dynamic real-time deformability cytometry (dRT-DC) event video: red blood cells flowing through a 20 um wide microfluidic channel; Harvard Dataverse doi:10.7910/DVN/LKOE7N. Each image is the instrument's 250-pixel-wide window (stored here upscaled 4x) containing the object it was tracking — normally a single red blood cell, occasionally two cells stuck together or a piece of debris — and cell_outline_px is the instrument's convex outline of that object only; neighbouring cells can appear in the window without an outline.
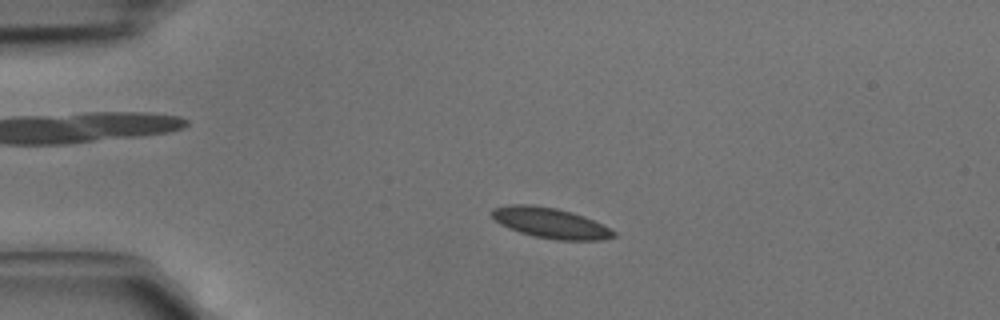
{"species": "common noctule bat (a hibernating species)", "species_latin": "Nyctalus noctula", "temperature_condition": "cold", "stored_images_in_passage": 3, "camera_frame_rate_fps": 3000, "um_per_image_px": 0.085, "animal": {"sex": "male", "body_mass_g": 15.6}, "frame": {"image": 1, "passage_image": 2, "time_ms": 0.333, "image_size_px": [1000, 320], "cell_outline_px": [[616, 236], [604, 240], [556, 240], [536, 236], [520, 232], [508, 228], [500, 224], [492, 216], [492, 208], [508, 204], [528, 204], [556, 208], [572, 212], [584, 216], [616, 232]], "centroid_in_image_um": [46.77, 18.95], "position_along_channel_um": 38.2, "area_um2": 21.44}}